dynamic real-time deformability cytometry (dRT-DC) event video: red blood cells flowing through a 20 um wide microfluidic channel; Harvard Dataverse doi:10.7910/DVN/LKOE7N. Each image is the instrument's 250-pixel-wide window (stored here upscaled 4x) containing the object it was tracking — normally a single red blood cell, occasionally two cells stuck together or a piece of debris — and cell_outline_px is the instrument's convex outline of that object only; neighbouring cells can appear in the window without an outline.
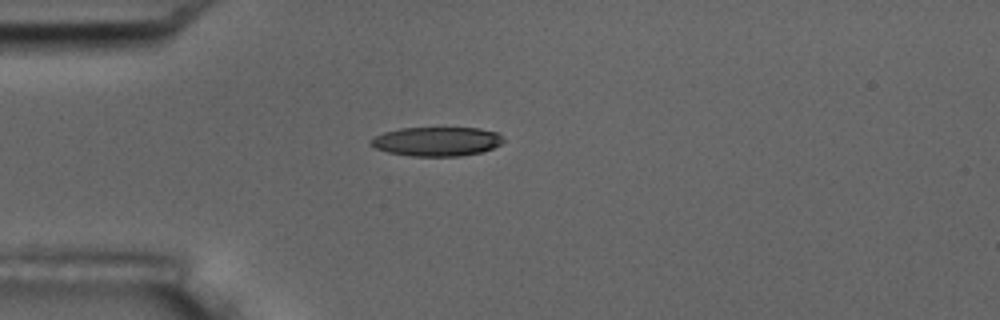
{"species": "common noctule bat (a hibernating species)", "species_latin": "Nyctalus noctula", "temperature_condition": "room temperature", "stored_images_in_passage": 1, "camera_frame_rate_fps": 3000, "um_per_image_px": 0.085, "animal": {"sex": "male", "body_mass_g": 17.5, "forearm_length_mm": 52.3}, "frame": {"image": 1, "passage_image": 1, "time_ms": 0.0, "image_size_px": [1000, 320], "cell_outline_px": [[504, 140], [500, 144], [492, 148], [480, 152], [460, 156], [412, 156], [388, 152], [376, 148], [368, 144], [368, 140], [384, 132], [400, 128], [480, 128], [496, 132], [504, 136]], "centroid_in_image_um": [37.11, 12.02], "position_along_channel_um": 47.9, "area_um2": 22.54}}